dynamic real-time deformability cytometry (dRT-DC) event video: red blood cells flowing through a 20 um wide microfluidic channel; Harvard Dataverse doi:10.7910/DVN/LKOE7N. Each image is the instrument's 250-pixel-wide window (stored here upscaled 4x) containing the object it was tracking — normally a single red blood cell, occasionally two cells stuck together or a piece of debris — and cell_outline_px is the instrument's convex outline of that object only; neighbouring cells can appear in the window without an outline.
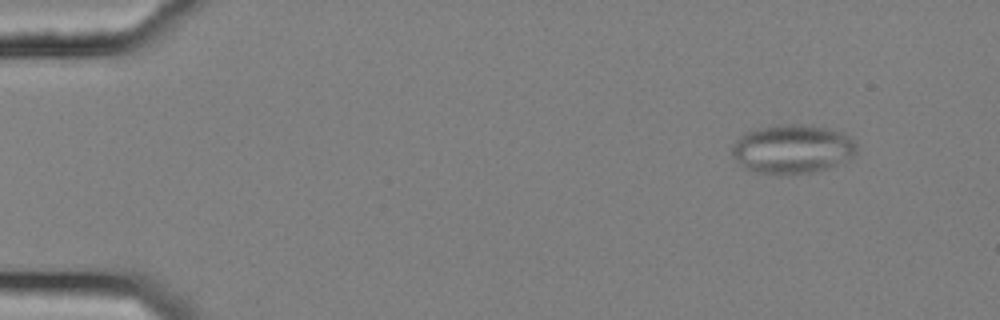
{"species": "common noctule bat (a hibernating species)", "species_latin": "Nyctalus noctula", "temperature_condition": "cold", "stored_images_in_passage": 20, "camera_frame_rate_fps": 3000, "um_per_image_px": 0.085, "animal": {"sex": "female", "body_mass_g": 25.1}, "frame": {"image": 1, "passage_image": 6, "time_ms": 1.667, "image_size_px": [1000, 320], "cell_outline_px": [[856, 152], [852, 156], [828, 168], [812, 172], [780, 176], [756, 172], [744, 168], [736, 160], [732, 152], [732, 148], [736, 140], [744, 132], [776, 124], [800, 124], [828, 128], [844, 132], [856, 144]], "centroid_in_image_um": [67.32, 12.67], "position_along_channel_um": 17.7, "area_um2": 35.72}}